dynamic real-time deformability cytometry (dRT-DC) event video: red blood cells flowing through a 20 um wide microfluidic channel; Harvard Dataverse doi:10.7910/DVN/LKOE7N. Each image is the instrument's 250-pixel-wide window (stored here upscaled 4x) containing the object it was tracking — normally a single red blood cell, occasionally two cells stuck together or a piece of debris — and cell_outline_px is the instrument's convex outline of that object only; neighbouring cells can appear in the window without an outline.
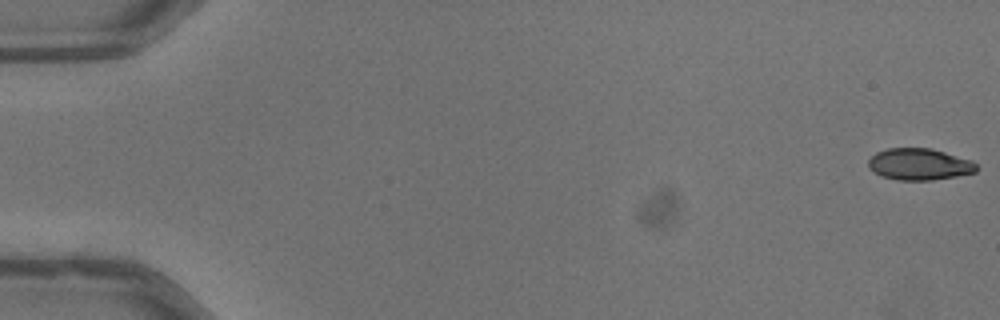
{"species": "common noctule bat (a hibernating species)", "species_latin": "Nyctalus noctula", "temperature_condition": "warm", "stored_images_in_passage": 48, "camera_frame_rate_fps": 3000, "um_per_image_px": 0.085, "animal": {"sex": "male", "body_mass_g": 13.3}, "frame": {"image": 1, "passage_image": 1, "time_ms": 0.0, "image_size_px": [1000, 320], "cell_outline_px": [[980, 168], [976, 172], [956, 176], [932, 180], [896, 180], [880, 176], [872, 172], [868, 168], [868, 160], [876, 152], [888, 148], [928, 148], [944, 152], [972, 160]], "centroid_in_image_um": [78.12, 13.97], "position_along_channel_um": 6.9, "area_um2": 20.11}}
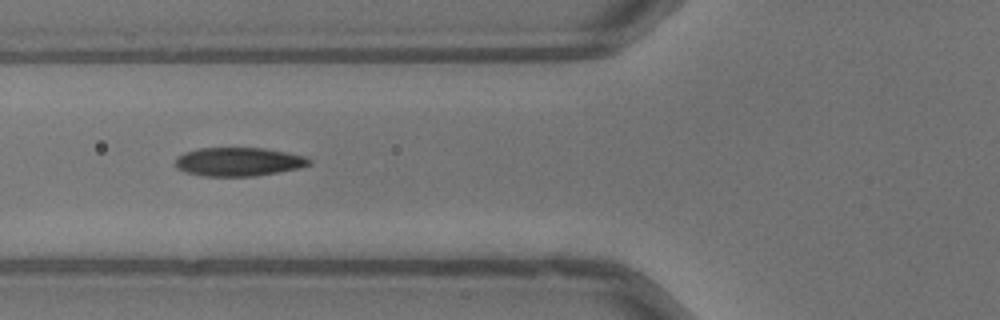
{"frame": {"image": 2, "passage_image": 21, "time_ms": 6.667, "image_size_px": [1000, 320], "cell_outline_px": [[312, 164], [300, 168], [256, 176], [204, 176], [188, 172], [176, 168], [176, 156], [184, 152], [196, 148], [264, 148], [288, 152], [304, 156], [312, 160]], "centroid_in_image_um": [20.3, 13.74], "position_along_channel_um": 105.5, "area_um2": 22.48}}
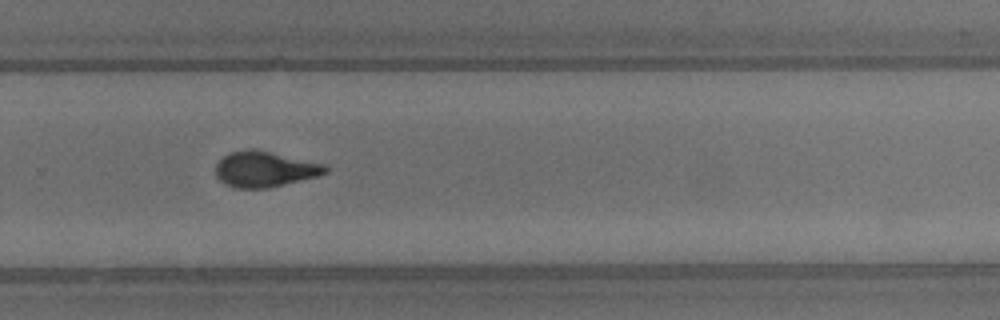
{"frame": {"image": 3, "passage_image": 36, "time_ms": 11.667, "image_size_px": [1000, 320], "cell_outline_px": [[328, 172], [316, 176], [268, 188], [236, 188], [224, 184], [216, 176], [216, 164], [228, 152], [252, 148], [328, 164]], "centroid_in_image_um": [22.51, 14.37], "position_along_channel_um": 307.3, "area_um2": 22.83}}